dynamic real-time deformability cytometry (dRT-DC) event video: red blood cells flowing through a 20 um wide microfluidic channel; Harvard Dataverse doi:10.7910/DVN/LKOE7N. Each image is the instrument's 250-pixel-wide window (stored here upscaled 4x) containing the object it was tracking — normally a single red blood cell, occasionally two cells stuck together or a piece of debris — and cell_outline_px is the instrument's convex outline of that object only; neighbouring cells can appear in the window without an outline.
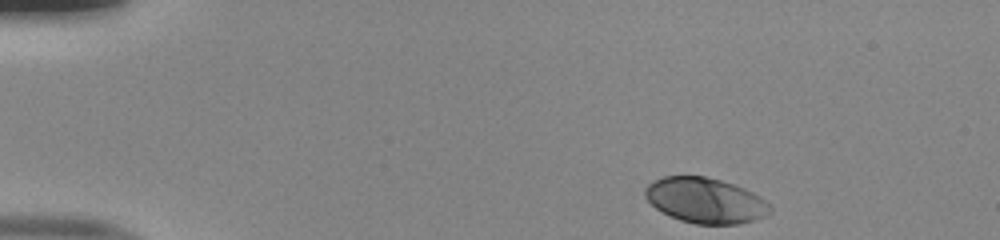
{"species": "human", "species_latin": "Homo sapiens", "temperature_condition": "room temperature", "stored_images_in_passage": 45, "camera_frame_rate_fps": 3000, "um_per_image_px": 0.085, "donor": {"sex": "male"}, "frame": {"image": 1, "passage_image": 1, "time_ms": 0.0, "image_size_px": [1000, 240], "cell_outline_px": [[772, 212], [764, 216], [740, 224], [696, 224], [680, 220], [656, 208], [644, 196], [644, 188], [648, 184], [664, 176], [704, 176], [720, 180], [744, 188], [752, 192], [764, 200], [772, 208]], "centroid_in_image_um": [59.95, 17.04], "position_along_channel_um": 25.1, "area_um2": 32.71}}
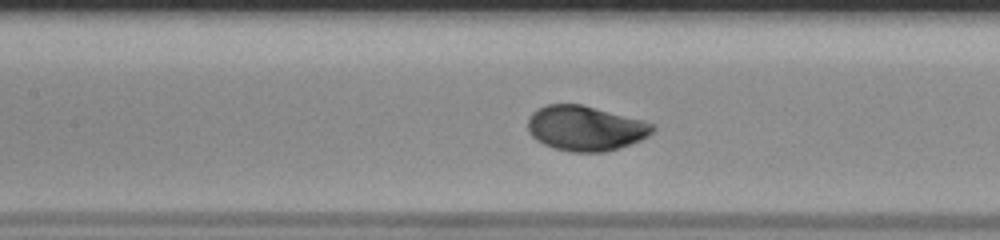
{"frame": {"image": 2, "passage_image": 18, "time_ms": 5.667, "image_size_px": [1000, 240], "cell_outline_px": [[656, 128], [648, 136], [640, 140], [620, 148], [604, 152], [572, 152], [556, 148], [544, 144], [536, 140], [528, 132], [528, 120], [532, 112], [536, 108], [548, 104], [580, 104], [644, 120], [656, 124]], "centroid_in_image_um": [49.77, 10.9], "position_along_channel_um": 157.6, "area_um2": 32.83}}
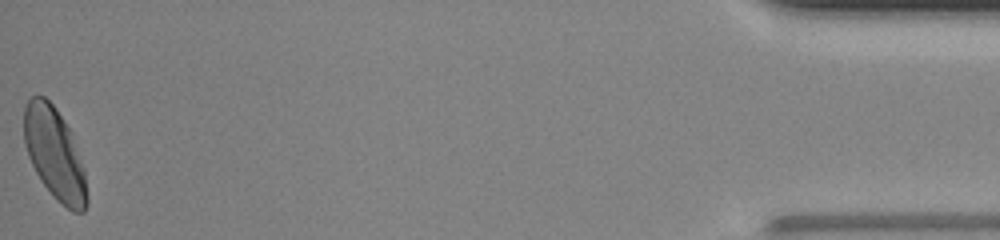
{"frame": {"image": 3, "passage_image": 45, "time_ms": 14.667, "image_size_px": [1000, 240], "cell_outline_px": [[88, 204], [84, 212], [72, 212], [56, 200], [40, 180], [28, 156], [24, 144], [24, 104], [32, 96], [44, 96], [56, 108], [72, 132], [84, 168], [88, 196]], "centroid_in_image_um": [4.66, 13.08], "position_along_channel_um": 430.5, "area_um2": 33.99}, "authors_computed_cell_mechanics": {"area_um2": 32.657, "velocity_mm_per_s": 3.993, "shape_relaxation_time_tau1_ms": 1.9011, "shape_relaxation_time_tau2_ms": null, "deformation_change_tau1": 0.1422, "deformation_change_tau2": null}}